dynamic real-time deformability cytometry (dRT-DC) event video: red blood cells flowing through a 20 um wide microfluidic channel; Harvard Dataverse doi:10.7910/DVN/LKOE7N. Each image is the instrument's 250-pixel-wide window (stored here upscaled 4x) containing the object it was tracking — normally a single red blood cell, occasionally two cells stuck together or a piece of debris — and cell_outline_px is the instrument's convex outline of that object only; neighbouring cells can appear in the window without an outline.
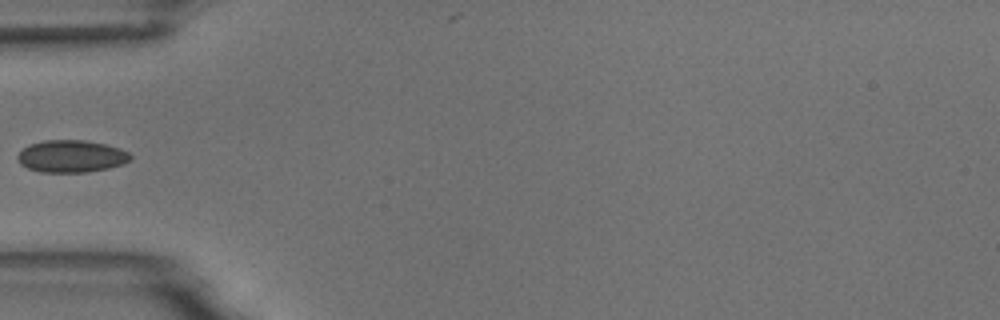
{"species": "common noctule bat (a hibernating species)", "species_latin": "Nyctalus noctula", "temperature_condition": "room temperature", "stored_images_in_passage": 6, "camera_frame_rate_fps": 3000, "um_per_image_px": 0.085, "animal": {"sex": "male", "body_mass_g": 18.8}, "frame": {"image": 1, "passage_image": 6, "time_ms": 5.667, "image_size_px": [1000, 320], "cell_outline_px": [[132, 160], [124, 164], [108, 168], [88, 172], [40, 172], [28, 168], [20, 164], [16, 156], [28, 144], [44, 140], [84, 140], [104, 144], [120, 148], [128, 152], [132, 156]], "centroid_in_image_um": [6.07, 13.28], "position_along_channel_um": 78.9, "area_um2": 21.33}}